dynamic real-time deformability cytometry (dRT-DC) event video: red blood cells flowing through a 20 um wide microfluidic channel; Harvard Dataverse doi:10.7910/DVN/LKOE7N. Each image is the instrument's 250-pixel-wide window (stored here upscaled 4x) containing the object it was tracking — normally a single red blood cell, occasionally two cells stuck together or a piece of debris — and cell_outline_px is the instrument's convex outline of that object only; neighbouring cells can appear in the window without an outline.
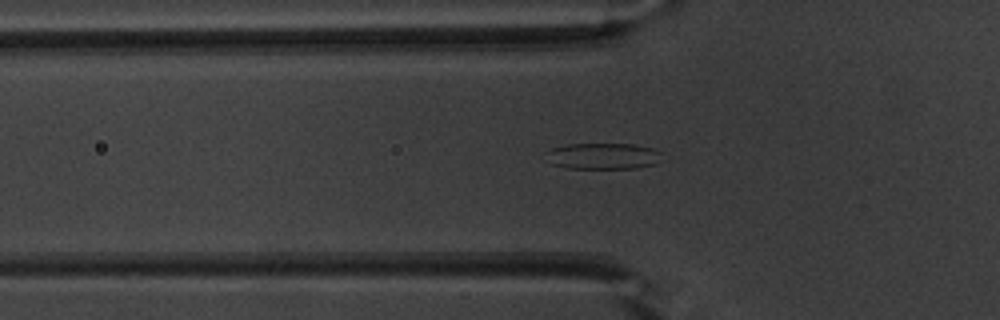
{"species": "common noctule bat (a hibernating species)", "species_latin": "Nyctalus noctula", "temperature_condition": "warm", "stored_images_in_passage": 52, "camera_frame_rate_fps": 3000, "um_per_image_px": 0.085, "animal": {"sex": "male", "body_mass_g": 20.1, "forearm_length_mm": 53.5}, "frame": {"image": 1, "passage_image": 18, "time_ms": 5.667, "image_size_px": [1000, 320], "cell_outline_px": [[664, 152], [656, 164], [636, 168], [568, 168], [552, 164], [544, 152], [552, 148], [568, 144], [636, 144], [652, 148]], "centroid_in_image_um": [51.29, 13.26], "position_along_channel_um": 74.5, "area_um2": 17.8}}
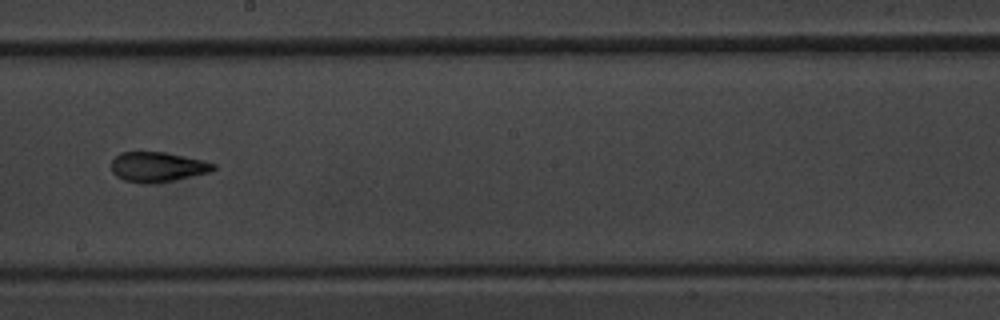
{"frame": {"image": 2, "passage_image": 30, "time_ms": 9.667, "image_size_px": [1000, 320], "cell_outline_px": [[216, 168], [212, 172], [172, 180], [124, 180], [116, 176], [112, 172], [112, 160], [120, 152], [164, 152], [204, 160], [216, 164]], "centroid_in_image_um": [13.44, 14.13], "position_along_channel_um": 234.8, "area_um2": 17.05}}
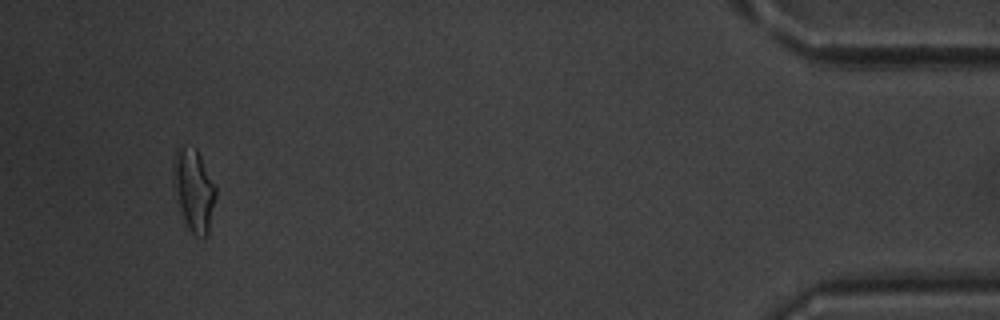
{"frame": {"image": 3, "passage_image": 49, "time_ms": 16.0, "image_size_px": [1000, 320], "cell_outline_px": [[216, 196], [208, 236], [204, 240], [196, 236], [188, 228], [184, 220], [180, 208], [172, 176], [172, 164], [176, 148], [196, 148], [216, 184]], "centroid_in_image_um": [16.5, 16.19], "position_along_channel_um": 418.7, "area_um2": 20.4}, "authors_computed_cell_mechanics": {"area_um2": 18.4093, "velocity_mm_per_s": 3.9887, "shape_relaxation_time_tau1_ms": 7.8811, "shape_relaxation_time_tau2_ms": 1.6213, "deformation_change_tau1": 0.2128, "deformation_change_tau2": 0.1015}}